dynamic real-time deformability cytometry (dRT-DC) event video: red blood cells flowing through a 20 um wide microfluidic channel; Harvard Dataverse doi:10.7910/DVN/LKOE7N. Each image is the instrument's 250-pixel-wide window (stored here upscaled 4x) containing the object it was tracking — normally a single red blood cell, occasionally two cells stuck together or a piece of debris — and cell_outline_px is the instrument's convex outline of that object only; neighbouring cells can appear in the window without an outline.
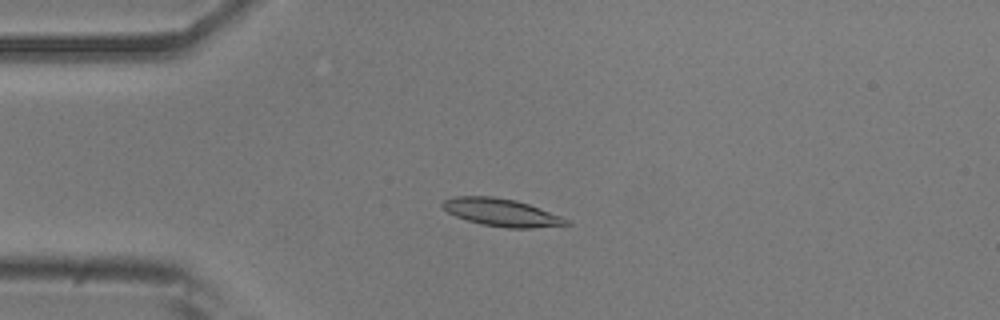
{"species": "common noctule bat (a hibernating species)", "species_latin": "Nyctalus noctula", "temperature_condition": "room temperature", "stored_images_in_passage": 42, "camera_frame_rate_fps": 3000, "um_per_image_px": 0.085, "animal": {"sex": "male", "body_mass_g": 20.5, "forearm_length_mm": 52.5}, "frame": {"image": 1, "passage_image": 1, "time_ms": 0.0, "image_size_px": [1000, 320], "cell_outline_px": [[572, 224], [532, 228], [508, 228], [480, 224], [456, 216], [448, 212], [440, 204], [444, 200], [456, 196], [492, 196], [516, 200], [528, 204], [572, 220]], "centroid_in_image_um": [42.66, 18.06], "position_along_channel_um": 42.3, "area_um2": 19.88}}
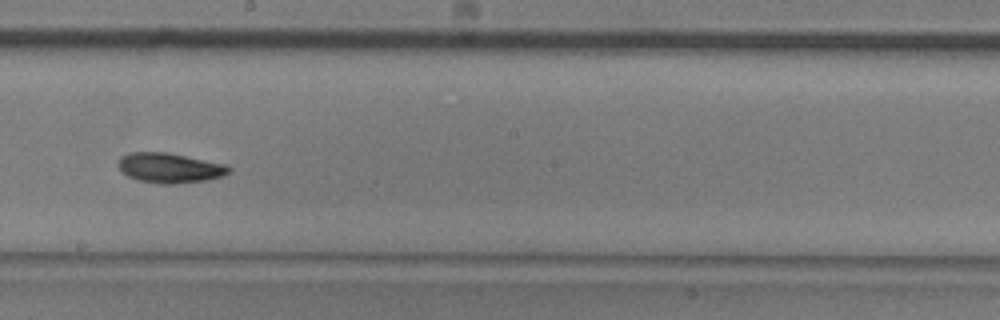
{"frame": {"image": 2, "passage_image": 18, "time_ms": 5.667, "image_size_px": [1000, 320], "cell_outline_px": [[232, 168], [224, 176], [208, 180], [176, 184], [160, 184], [136, 180], [128, 176], [116, 164], [120, 156], [128, 152], [164, 152], [228, 164]], "centroid_in_image_um": [14.43, 14.27], "position_along_channel_um": 233.8, "area_um2": 19.54}}
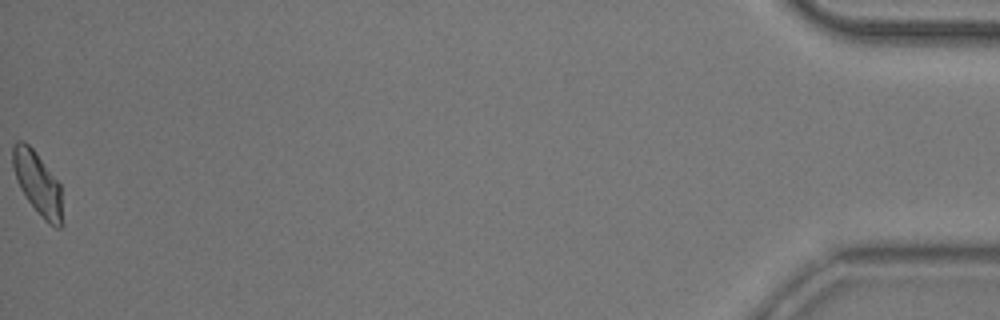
{"frame": {"image": 3, "passage_image": 42, "time_ms": 13.667, "image_size_px": [1000, 320], "cell_outline_px": [[64, 224], [60, 228], [56, 228], [48, 224], [44, 220], [28, 200], [20, 188], [16, 180], [12, 168], [12, 148], [16, 140], [24, 140], [36, 152], [60, 184]], "centroid_in_image_um": [3.21, 15.6], "position_along_channel_um": 432.0, "area_um2": 18.5}, "authors_computed_cell_mechanics": {"area_um2": 18.4671, "velocity_mm_per_s": 3.7503, "shape_relaxation_time_tau1_ms": 5.2249, "shape_relaxation_time_tau2_ms": 5.2334, "deformation_change_tau1": 0.1366, "deformation_change_tau2": 0.1059}}